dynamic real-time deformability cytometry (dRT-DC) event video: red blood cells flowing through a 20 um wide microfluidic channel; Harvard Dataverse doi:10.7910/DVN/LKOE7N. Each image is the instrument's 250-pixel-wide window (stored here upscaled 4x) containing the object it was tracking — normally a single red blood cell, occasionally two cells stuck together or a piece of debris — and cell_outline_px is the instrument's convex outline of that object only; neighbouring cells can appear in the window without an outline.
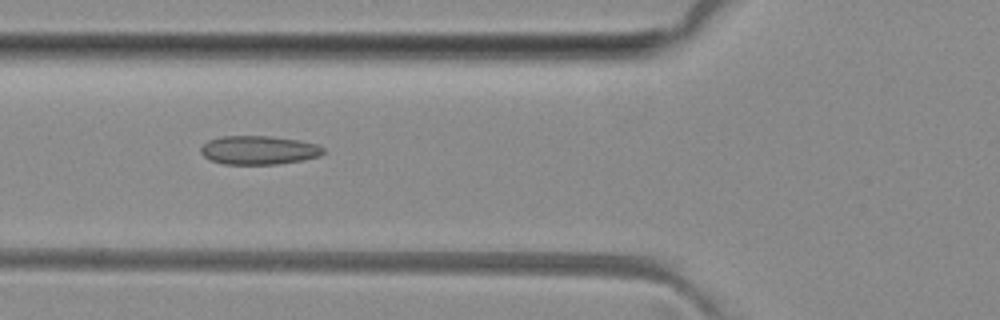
{"species": "common noctule bat (a hibernating species)", "species_latin": "Nyctalus noctula", "temperature_condition": "room temperature", "stored_images_in_passage": 7, "camera_frame_rate_fps": 3000, "um_per_image_px": 0.085, "animal": {"sex": "female", "body_mass_g": 29.2, "forearm_length_mm": 56.3}, "frame": {"image": 1, "passage_image": 6, "time_ms": 5.667, "image_size_px": [1000, 320], "cell_outline_px": [[324, 152], [320, 156], [304, 160], [276, 164], [224, 164], [212, 160], [204, 156], [200, 152], [200, 148], [208, 140], [220, 136], [272, 136], [300, 140], [316, 144], [324, 148]], "centroid_in_image_um": [22.01, 12.75], "position_along_channel_um": 103.8, "area_um2": 20.58}}
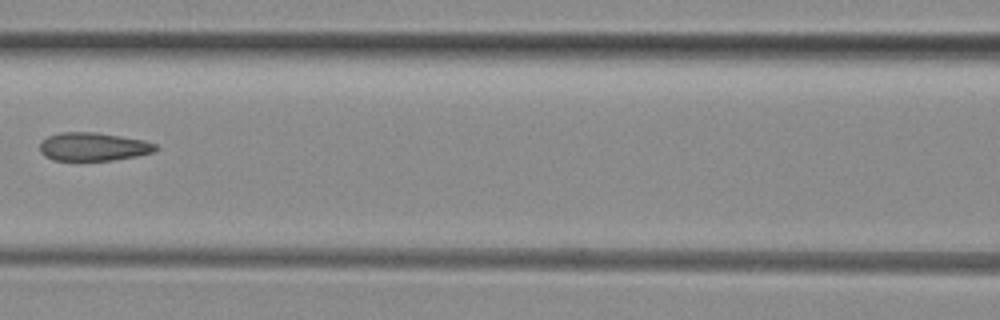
{"frame": {"image": 2, "passage_image": 7, "time_ms": 7.0, "image_size_px": [1000, 320], "cell_outline_px": [[160, 148], [152, 152], [136, 156], [112, 160], [52, 160], [44, 156], [40, 152], [40, 144], [48, 136], [60, 132], [96, 132], [144, 140], [156, 144]], "centroid_in_image_um": [7.93, 12.47], "position_along_channel_um": 158.7, "area_um2": 19.07}}